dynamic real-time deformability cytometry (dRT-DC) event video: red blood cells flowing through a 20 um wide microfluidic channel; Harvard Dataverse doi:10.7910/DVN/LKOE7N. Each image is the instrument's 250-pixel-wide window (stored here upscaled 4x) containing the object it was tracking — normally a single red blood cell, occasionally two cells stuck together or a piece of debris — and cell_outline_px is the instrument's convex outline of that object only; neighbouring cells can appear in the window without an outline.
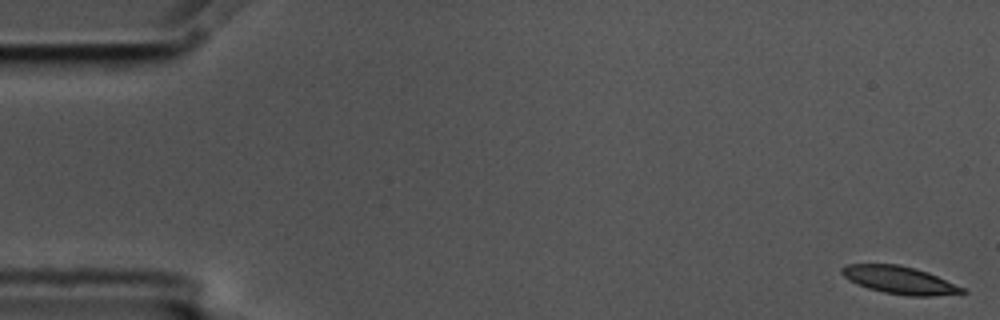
{"species": "common noctule bat (a hibernating species)", "species_latin": "Nyctalus noctula", "temperature_condition": "cold", "stored_images_in_passage": 15, "segment_of_instrument_passage": [1, 2], "camera_frame_rate_fps": 3000, "um_per_image_px": 0.085, "animal": {"sex": "male", "body_mass_g": 17.5, "forearm_length_mm": 52.3}, "frame": {"image": 1, "passage_image": 1, "time_ms": 0.0, "image_size_px": [1000, 320], "cell_outline_px": [[968, 292], [932, 296], [908, 296], [884, 292], [868, 288], [856, 284], [848, 280], [840, 272], [840, 268], [848, 264], [900, 264], [916, 268], [928, 272], [964, 288]], "centroid_in_image_um": [76.44, 23.8], "position_along_channel_um": 8.6, "area_um2": 19.42}}
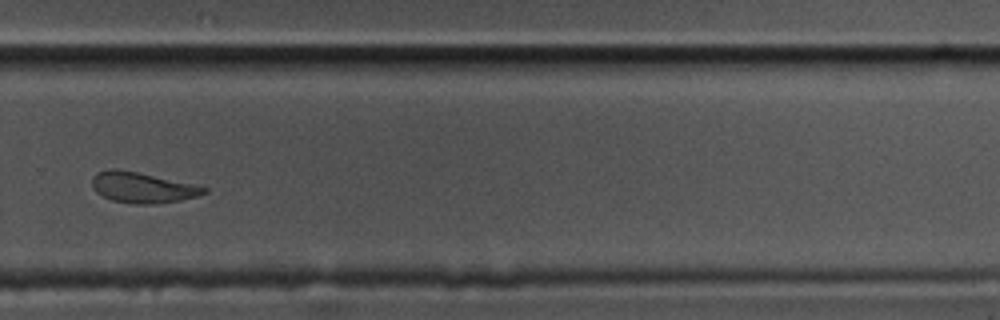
{"frame": {"image": 2, "passage_image": 11, "time_ms": 3.333, "image_size_px": [1000, 320], "cell_outline_px": [[208, 192], [196, 196], [180, 200], [156, 204], [132, 204], [112, 200], [96, 192], [92, 188], [92, 176], [96, 172], [112, 168], [116, 168], [140, 172], [192, 184], [208, 188]], "centroid_in_image_um": [12.07, 15.93], "position_along_channel_um": 317.7, "area_um2": 20.06}}
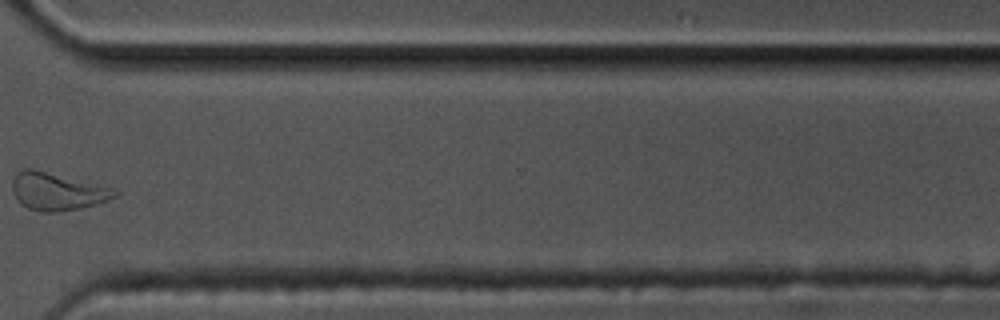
{"frame": {"image": 3, "passage_image": 12, "time_ms": 3.667, "image_size_px": [1000, 320], "cell_outline_px": [[120, 192], [116, 196], [96, 204], [80, 208], [60, 212], [40, 212], [28, 208], [20, 204], [16, 200], [12, 192], [12, 180], [16, 172], [20, 168], [32, 168], [112, 188]], "centroid_in_image_um": [4.78, 16.28], "position_along_channel_um": 365.8, "area_um2": 22.48}}